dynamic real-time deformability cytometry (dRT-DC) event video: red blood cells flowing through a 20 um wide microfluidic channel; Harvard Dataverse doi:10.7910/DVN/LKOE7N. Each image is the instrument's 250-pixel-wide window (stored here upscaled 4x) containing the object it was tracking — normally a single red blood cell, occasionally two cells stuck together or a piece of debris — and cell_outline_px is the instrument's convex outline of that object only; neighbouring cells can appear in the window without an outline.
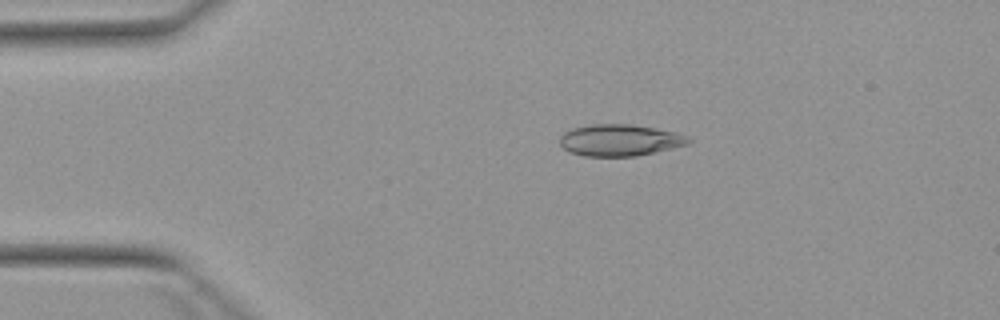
{"species": "Egyptian fruit bat (a non-hibernating species)", "species_latin": "Rousettus aegyptiacus", "temperature_condition": "warm", "stored_images_in_passage": 4, "camera_frame_rate_fps": 3000, "um_per_image_px": 0.085, "animal": {"sex": "female"}, "frame": {"image": 1, "passage_image": 3, "time_ms": 2.333, "image_size_px": [1000, 320], "cell_outline_px": [[692, 140], [688, 144], [656, 152], [636, 156], [584, 156], [572, 152], [564, 148], [560, 144], [560, 136], [564, 132], [572, 128], [592, 124], [628, 124], [676, 132], [688, 136]], "centroid_in_image_um": [52.69, 11.91], "position_along_channel_um": 32.3, "area_um2": 23.58}}